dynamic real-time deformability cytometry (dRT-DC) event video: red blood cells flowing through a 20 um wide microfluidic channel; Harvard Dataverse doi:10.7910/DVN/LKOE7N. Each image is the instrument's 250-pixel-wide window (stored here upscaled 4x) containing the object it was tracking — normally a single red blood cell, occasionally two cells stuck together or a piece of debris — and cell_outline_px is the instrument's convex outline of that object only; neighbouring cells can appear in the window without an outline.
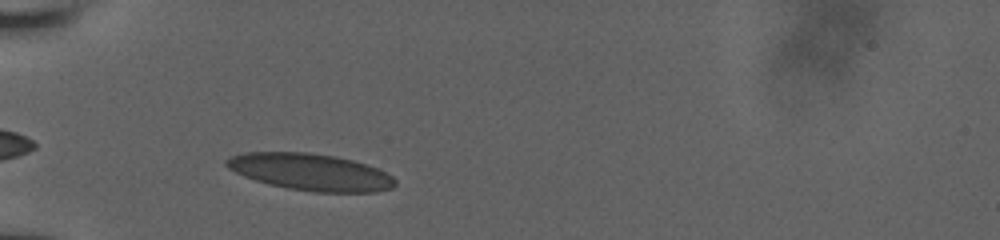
{"species": "human", "species_latin": "Homo sapiens", "temperature_condition": "room temperature", "stored_images_in_passage": 14, "camera_frame_rate_fps": 3000, "um_per_image_px": 0.085, "donor": {"sex": "male"}, "frame": {"image": 1, "passage_image": 1, "time_ms": 0.0, "image_size_px": [1000, 240], "cell_outline_px": [[396, 184], [392, 188], [376, 192], [312, 192], [288, 188], [268, 184], [244, 176], [228, 168], [224, 164], [224, 160], [228, 156], [244, 152], [308, 152], [336, 156], [352, 160], [376, 168], [392, 176], [396, 180]], "centroid_in_image_um": [26.36, 14.62], "position_along_channel_um": 58.6, "area_um2": 36.3}}
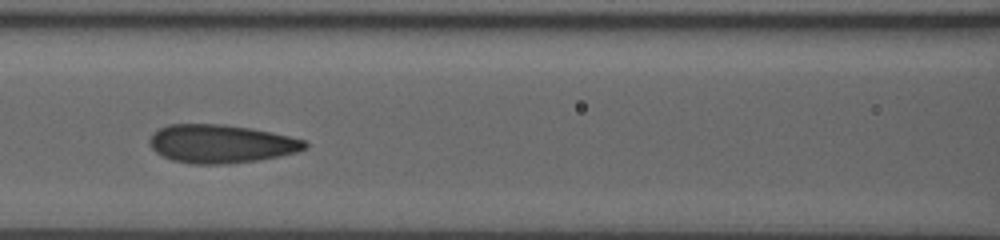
{"frame": {"image": 2, "passage_image": 10, "time_ms": 2.667, "image_size_px": [1000, 240], "cell_outline_px": [[308, 148], [296, 152], [280, 156], [260, 160], [224, 164], [192, 164], [172, 160], [156, 152], [152, 148], [148, 140], [160, 128], [168, 124], [220, 124], [248, 128], [272, 132], [304, 140], [308, 144]], "centroid_in_image_um": [18.8, 12.23], "position_along_channel_um": 147.8, "area_um2": 34.56}}
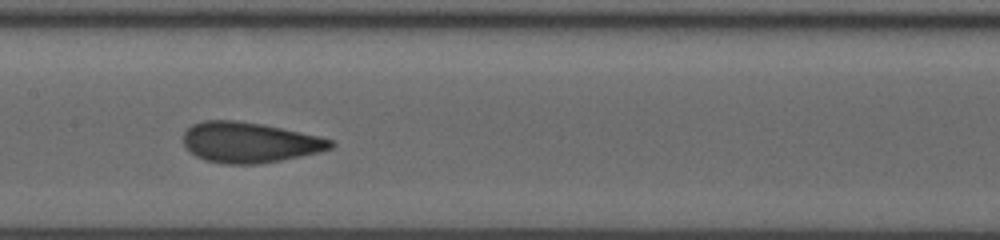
{"frame": {"image": 3, "passage_image": 13, "time_ms": 3.667, "image_size_px": [1000, 240], "cell_outline_px": [[336, 144], [332, 148], [320, 152], [260, 164], [224, 164], [204, 160], [196, 156], [184, 148], [184, 132], [192, 124], [204, 120], [236, 120], [260, 124], [320, 136], [332, 140]], "centroid_in_image_um": [21.19, 12.11], "position_along_channel_um": 186.2, "area_um2": 34.8}}